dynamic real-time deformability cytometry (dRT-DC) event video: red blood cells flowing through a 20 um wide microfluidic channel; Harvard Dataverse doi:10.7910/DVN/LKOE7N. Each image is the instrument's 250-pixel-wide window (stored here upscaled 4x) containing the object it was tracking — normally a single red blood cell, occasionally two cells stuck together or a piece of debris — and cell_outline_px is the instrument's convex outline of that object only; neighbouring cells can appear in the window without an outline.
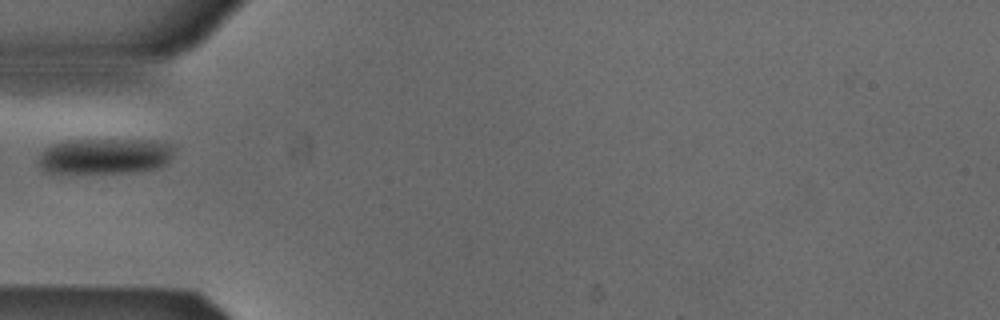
{"species": "Egyptian fruit bat (a non-hibernating species)", "species_latin": "Rousettus aegyptiacus", "temperature_condition": "cold", "stored_images_in_passage": 2, "camera_frame_rate_fps": 3000, "um_per_image_px": 0.085, "animal": {"sex": "male"}, "frame": {"image": 1, "passage_image": 1, "time_ms": 0.0, "image_size_px": [1000, 320], "cell_outline_px": [[176, 148], [172, 156], [160, 168], [132, 172], [48, 172], [36, 160], [40, 152], [44, 148], [52, 144], [64, 140], [156, 140], [172, 144]], "centroid_in_image_um": [8.94, 13.24], "position_along_channel_um": 76.1, "area_um2": 28.32}}